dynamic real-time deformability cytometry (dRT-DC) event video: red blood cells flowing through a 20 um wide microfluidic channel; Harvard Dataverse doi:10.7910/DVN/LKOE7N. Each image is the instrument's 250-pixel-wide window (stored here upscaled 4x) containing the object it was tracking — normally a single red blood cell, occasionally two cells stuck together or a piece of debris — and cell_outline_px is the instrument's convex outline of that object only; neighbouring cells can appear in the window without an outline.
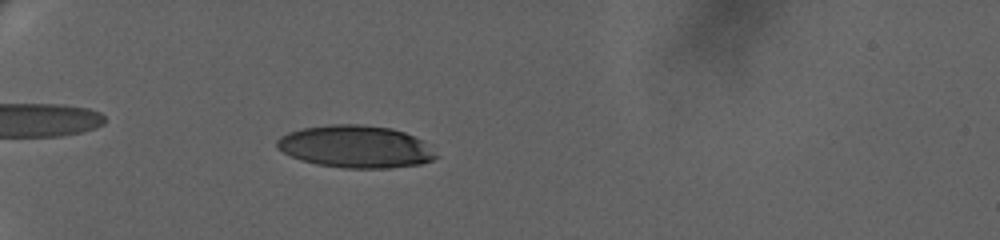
{"species": "human", "species_latin": "Homo sapiens", "temperature_condition": "warm", "stored_images_in_passage": 68, "camera_frame_rate_fps": 3000, "um_per_image_px": 0.085, "donor": {"sex": "female"}, "frame": {"image": 1, "passage_image": 25, "time_ms": 8.0, "image_size_px": [1000, 240], "cell_outline_px": [[440, 156], [432, 160], [420, 164], [388, 168], [344, 168], [316, 164], [300, 160], [276, 148], [276, 140], [280, 136], [288, 132], [304, 128], [328, 124], [360, 124], [392, 128], [404, 132], [420, 140]], "centroid_in_image_um": [30.19, 12.46], "position_along_channel_um": 54.8, "area_um2": 39.19}}
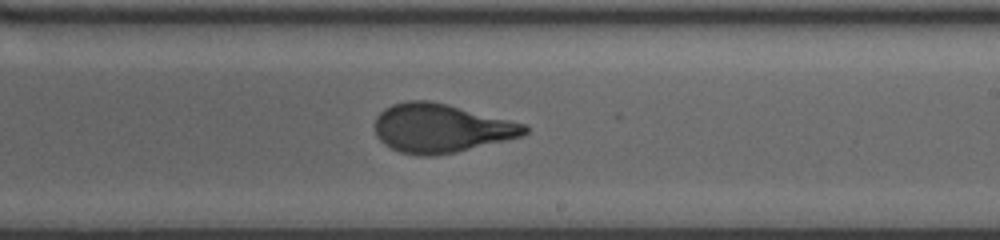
{"frame": {"image": 2, "passage_image": 46, "time_ms": 15.0, "image_size_px": [1000, 240], "cell_outline_px": [[528, 132], [520, 136], [456, 152], [432, 156], [420, 156], [400, 152], [384, 144], [376, 136], [376, 116], [384, 108], [392, 104], [408, 100], [428, 100], [448, 104], [528, 124]], "centroid_in_image_um": [37.48, 10.88], "position_along_channel_um": 251.5, "area_um2": 42.54}}
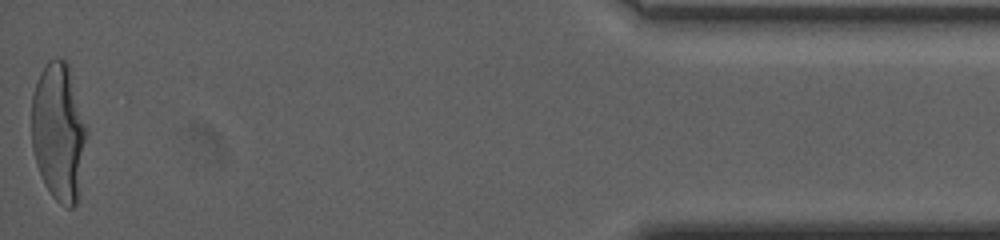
{"frame": {"image": 3, "passage_image": 68, "time_ms": 22.333, "image_size_px": [1000, 240], "cell_outline_px": [[88, 132], [80, 200], [72, 208], [68, 208], [60, 204], [52, 196], [36, 164], [32, 148], [32, 96], [40, 72], [48, 60], [56, 56], [64, 60], [68, 64], [88, 128]], "centroid_in_image_um": [5.03, 11.25], "position_along_channel_um": 430.2, "area_um2": 45.14}, "authors_computed_cell_mechanics": {"area_um2": 41.5582, "velocity_mm_per_s": 3.3378, "shape_relaxation_time_tau1_ms": 6.6175, "shape_relaxation_time_tau2_ms": null, "deformation_change_tau1": 0.2491, "deformation_change_tau2": null}}